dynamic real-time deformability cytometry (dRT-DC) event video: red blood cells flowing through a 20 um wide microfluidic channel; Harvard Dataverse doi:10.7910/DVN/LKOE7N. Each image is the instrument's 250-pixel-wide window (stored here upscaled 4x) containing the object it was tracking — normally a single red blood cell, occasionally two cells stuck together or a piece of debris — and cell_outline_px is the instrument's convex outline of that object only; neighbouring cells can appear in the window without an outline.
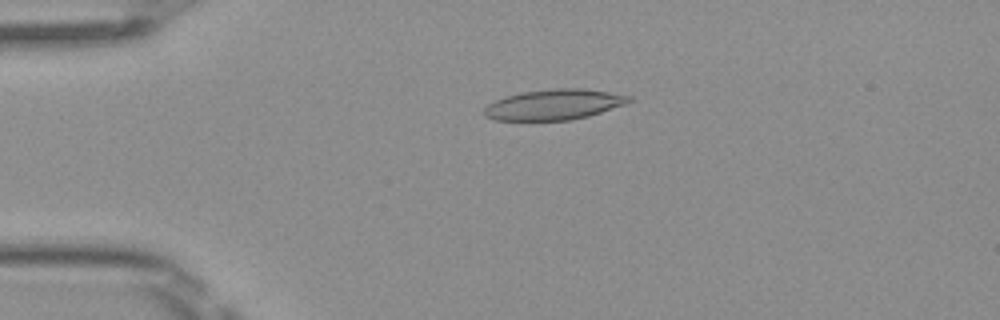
{"species": "Egyptian fruit bat (a non-hibernating species)", "species_latin": "Rousettus aegyptiacus", "temperature_condition": "room temperature", "stored_images_in_passage": 40, "camera_frame_rate_fps": 3000, "um_per_image_px": 0.085, "frame": {"image": 1, "passage_image": 2, "time_ms": 0.333, "image_size_px": [1000, 320], "cell_outline_px": [[632, 100], [624, 104], [588, 116], [572, 120], [492, 120], [484, 116], [484, 108], [488, 104], [504, 96], [520, 92], [556, 88], [584, 88], [632, 96]], "centroid_in_image_um": [47.05, 8.88], "position_along_channel_um": 37.9, "area_um2": 25.72}}
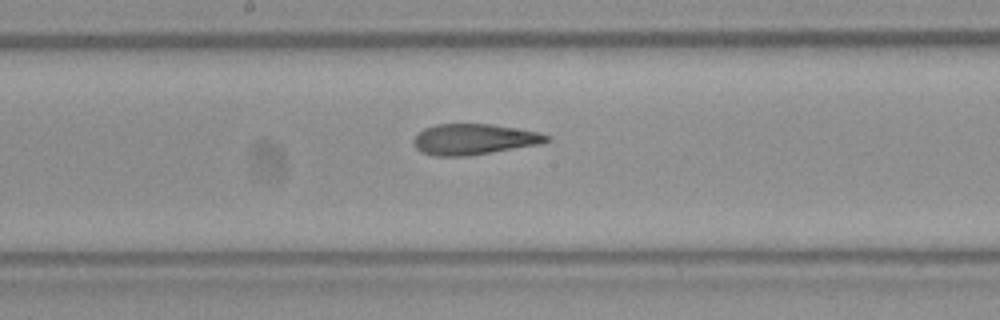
{"frame": {"image": 2, "passage_image": 17, "time_ms": 5.333, "image_size_px": [1000, 320], "cell_outline_px": [[552, 140], [544, 144], [468, 156], [436, 156], [420, 152], [412, 144], [412, 140], [424, 128], [436, 124], [492, 124], [540, 132], [552, 136]], "centroid_in_image_um": [40.34, 11.84], "position_along_channel_um": 207.9, "area_um2": 24.28}}
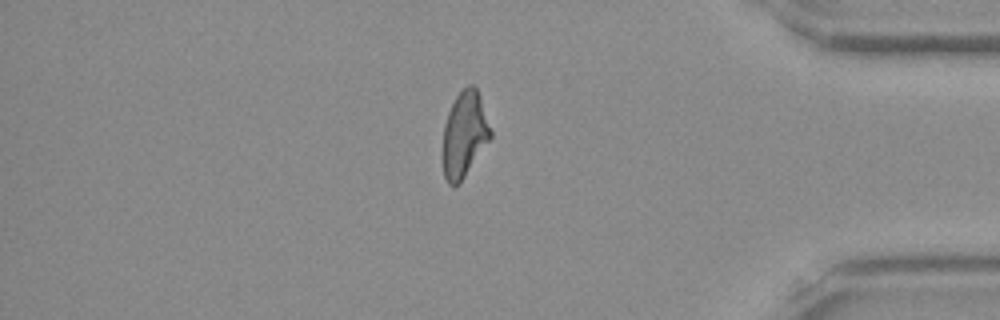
{"frame": {"image": 3, "passage_image": 33, "time_ms": 10.667, "image_size_px": [1000, 320], "cell_outline_px": [[492, 136], [460, 184], [452, 188], [448, 184], [444, 176], [440, 160], [440, 152], [444, 124], [448, 112], [456, 96], [468, 84], [472, 84], [476, 88], [480, 96], [492, 132]], "centroid_in_image_um": [39.42, 11.5], "position_along_channel_um": 395.8, "area_um2": 24.51}, "authors_computed_cell_mechanics": {"area_um2": 24.3627, "velocity_mm_per_s": 4.0662, "shape_relaxation_time_tau1_ms": null, "shape_relaxation_time_tau2_ms": 2.5961, "deformation_change_tau1": null, "deformation_change_tau2": 0.1134}}